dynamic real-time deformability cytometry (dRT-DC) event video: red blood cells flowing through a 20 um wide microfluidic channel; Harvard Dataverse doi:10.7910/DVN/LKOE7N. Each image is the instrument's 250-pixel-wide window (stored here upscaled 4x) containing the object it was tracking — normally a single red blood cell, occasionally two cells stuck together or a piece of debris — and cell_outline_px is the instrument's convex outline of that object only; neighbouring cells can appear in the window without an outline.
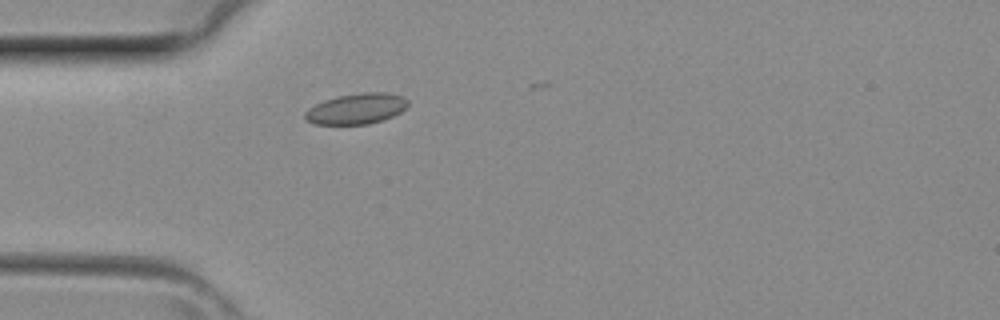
{"species": "common noctule bat (a hibernating species)", "species_latin": "Nyctalus noctula", "temperature_condition": "room temperature", "stored_images_in_passage": 2, "camera_frame_rate_fps": 3000, "um_per_image_px": 0.085, "animal": {"sex": "female", "body_mass_g": 29.2, "forearm_length_mm": 56.3}, "frame": {"image": 1, "passage_image": 2, "time_ms": 0.333, "image_size_px": [1000, 320], "cell_outline_px": [[408, 104], [400, 112], [384, 120], [368, 124], [312, 124], [304, 116], [304, 112], [308, 108], [324, 100], [336, 96], [360, 92], [384, 92], [404, 96], [408, 100]], "centroid_in_image_um": [30.29, 9.23], "position_along_channel_um": 54.7, "area_um2": 18.5}}